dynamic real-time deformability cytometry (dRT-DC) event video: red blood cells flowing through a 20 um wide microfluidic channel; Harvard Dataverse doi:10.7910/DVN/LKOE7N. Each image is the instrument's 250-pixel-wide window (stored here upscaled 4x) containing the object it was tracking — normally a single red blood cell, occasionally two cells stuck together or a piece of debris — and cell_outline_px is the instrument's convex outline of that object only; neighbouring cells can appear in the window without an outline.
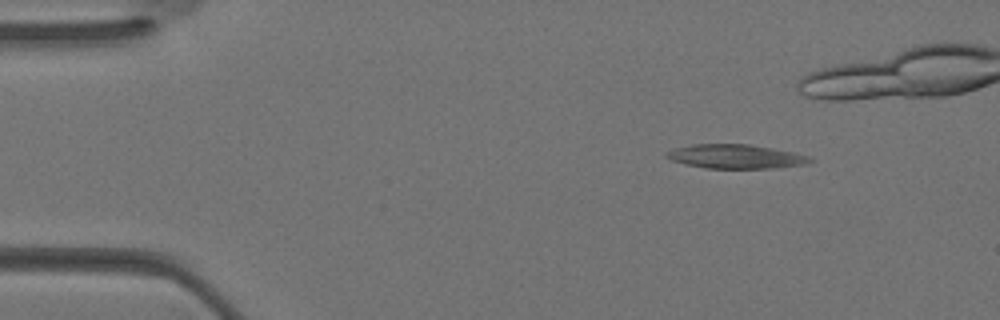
{"species": "Egyptian fruit bat (a non-hibernating species)", "species_latin": "Rousettus aegyptiacus", "temperature_condition": "warm", "stored_images_in_passage": 18, "camera_frame_rate_fps": 3000, "um_per_image_px": 0.085, "animal": {"sex": "female"}, "frame": {"image": 1, "passage_image": 1, "time_ms": 0.0, "image_size_px": [1000, 320], "cell_outline_px": [[812, 160], [804, 164], [772, 168], [704, 168], [684, 164], [672, 160], [664, 156], [664, 152], [676, 148], [692, 144], [748, 144], [772, 148], [792, 152], [808, 156]], "centroid_in_image_um": [62.45, 13.3], "position_along_channel_um": 22.5, "area_um2": 19.94}}
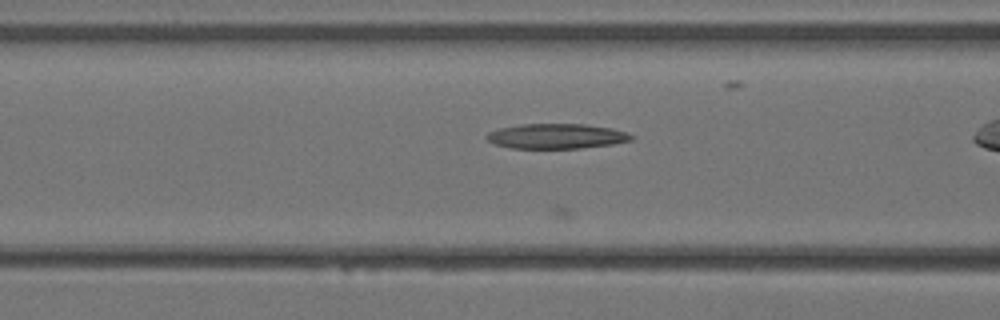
{"frame": {"image": 2, "passage_image": 13, "time_ms": 4.0, "image_size_px": [1000, 320], "cell_outline_px": [[636, 136], [632, 140], [612, 144], [580, 148], [512, 148], [496, 144], [488, 140], [484, 136], [488, 132], [500, 128], [520, 124], [584, 124], [612, 128], [628, 132]], "centroid_in_image_um": [47.33, 11.57], "position_along_channel_um": 119.3, "area_um2": 21.1}}